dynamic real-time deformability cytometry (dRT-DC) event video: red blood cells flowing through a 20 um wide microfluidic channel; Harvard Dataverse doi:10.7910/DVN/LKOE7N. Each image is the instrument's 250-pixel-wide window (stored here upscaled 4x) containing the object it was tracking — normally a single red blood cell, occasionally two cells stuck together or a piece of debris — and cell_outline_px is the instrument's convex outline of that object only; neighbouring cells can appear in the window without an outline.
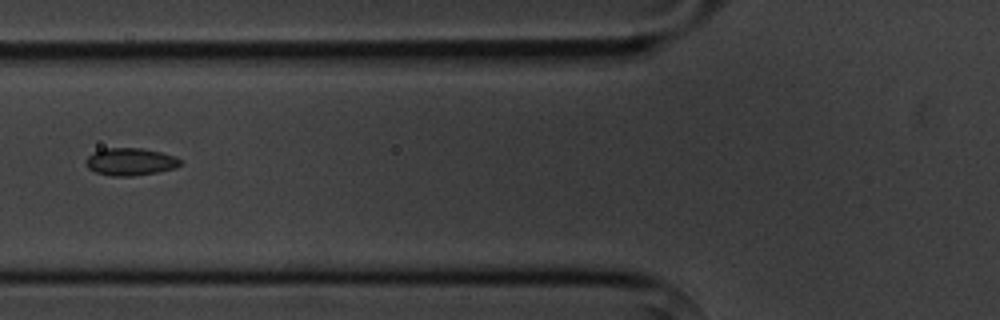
{"species": "common noctule bat (a hibernating species)", "species_latin": "Nyctalus noctula", "temperature_condition": "cold", "stored_images_in_passage": 5, "camera_frame_rate_fps": 3000, "um_per_image_px": 0.085, "animal": {"sex": "male", "body_mass_g": 20.1, "forearm_length_mm": 53.5}, "frame": {"image": 1, "passage_image": 5, "time_ms": 4.667, "image_size_px": [1000, 320], "cell_outline_px": [[180, 164], [176, 168], [156, 172], [132, 176], [112, 176], [96, 172], [88, 168], [84, 160], [92, 152], [104, 148], [140, 148], [160, 152], [176, 156], [180, 160]], "centroid_in_image_um": [11.05, 13.74], "position_along_channel_um": 114.8, "area_um2": 15.09}}